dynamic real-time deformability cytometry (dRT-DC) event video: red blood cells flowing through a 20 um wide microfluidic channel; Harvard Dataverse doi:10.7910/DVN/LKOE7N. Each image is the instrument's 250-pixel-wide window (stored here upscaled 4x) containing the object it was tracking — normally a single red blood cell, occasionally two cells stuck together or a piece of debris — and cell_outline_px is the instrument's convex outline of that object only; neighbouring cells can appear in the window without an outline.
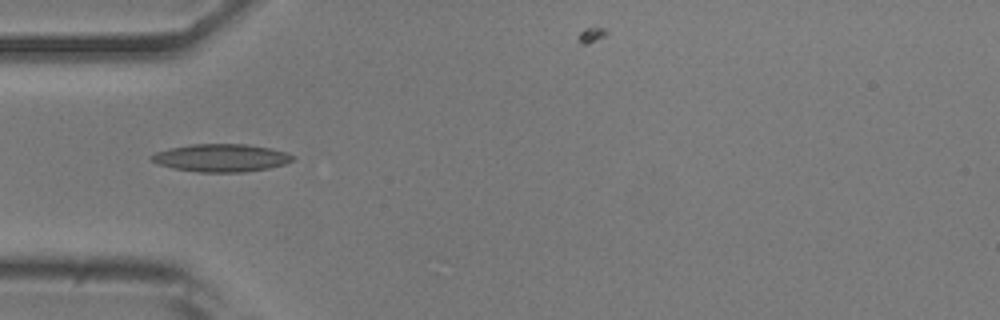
{"species": "common noctule bat (a hibernating species)", "species_latin": "Nyctalus noctula", "temperature_condition": "room temperature", "stored_images_in_passage": 37, "camera_frame_rate_fps": 3000, "um_per_image_px": 0.085, "animal": {"sex": "male", "body_mass_g": 20.5, "forearm_length_mm": 52.5}, "frame": {"image": 1, "passage_image": 1, "time_ms": 0.0, "image_size_px": [1000, 320], "cell_outline_px": [[296, 156], [292, 160], [284, 164], [268, 168], [244, 172], [200, 172], [172, 168], [160, 164], [152, 160], [148, 156], [156, 152], [172, 148], [192, 144], [248, 144], [272, 148], [288, 152]], "centroid_in_image_um": [18.84, 13.41], "position_along_channel_um": 66.2, "area_um2": 22.83}}
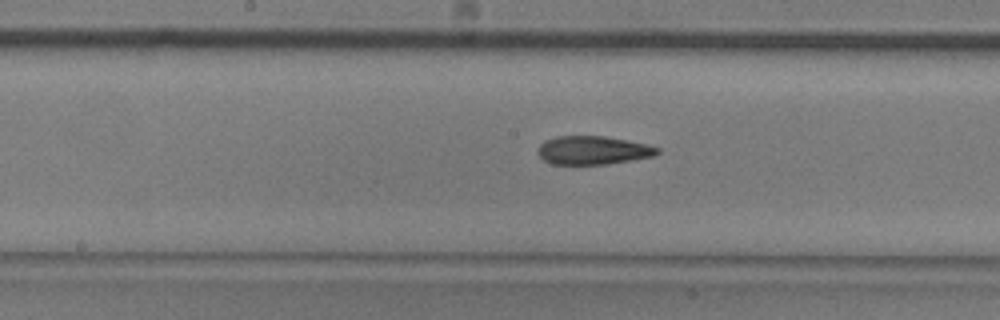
{"frame": {"image": 2, "passage_image": 11, "time_ms": 3.333, "image_size_px": [1000, 320], "cell_outline_px": [[660, 152], [656, 156], [608, 164], [552, 164], [544, 160], [536, 152], [540, 144], [544, 140], [556, 136], [604, 136], [628, 140], [648, 144], [660, 148]], "centroid_in_image_um": [50.43, 12.77], "position_along_channel_um": 197.8, "area_um2": 20.06}}
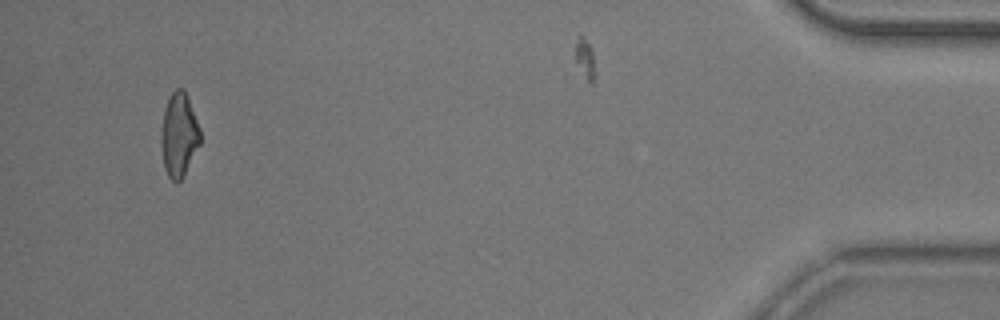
{"frame": {"image": 3, "passage_image": 34, "time_ms": 11.0, "image_size_px": [1000, 320], "cell_outline_px": [[200, 144], [184, 176], [176, 184], [168, 176], [164, 168], [160, 144], [160, 132], [164, 112], [168, 96], [176, 88], [184, 88], [200, 128]], "centroid_in_image_um": [15.2, 11.48], "position_along_channel_um": 420.0, "area_um2": 19.36}, "authors_computed_cell_mechanics": {"area_um2": 19.8254, "velocity_mm_per_s": 3.912, "shape_relaxation_time_tau1_ms": 8.2765, "shape_relaxation_time_tau2_ms": 2.1029, "deformation_change_tau1": 0.2214, "deformation_change_tau2": 0.1111}}